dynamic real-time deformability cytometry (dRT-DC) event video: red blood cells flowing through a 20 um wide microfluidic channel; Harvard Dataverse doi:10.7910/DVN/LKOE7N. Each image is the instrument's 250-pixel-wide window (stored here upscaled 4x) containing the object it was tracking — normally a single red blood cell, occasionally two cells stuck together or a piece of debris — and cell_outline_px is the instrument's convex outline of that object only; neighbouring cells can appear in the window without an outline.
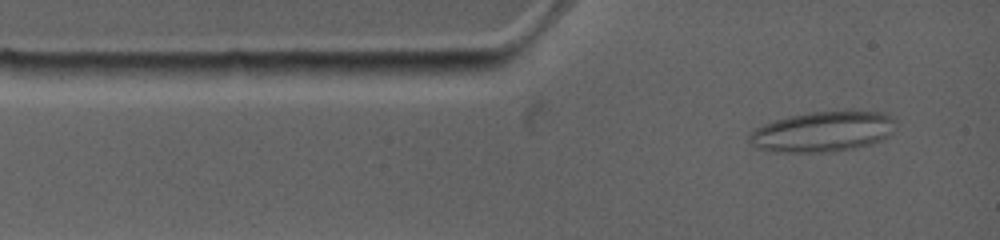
{"species": "common noctule bat (a hibernating species)", "species_latin": "Nyctalus noctula", "temperature_condition": "warm", "stored_images_in_passage": 50, "camera_frame_rate_fps": 4500, "um_per_image_px": 0.085, "animal": {"sex": "female", "body_mass_g": 19.0, "forearm_length_mm": 53.3}, "frame": {"image": 1, "passage_image": 1, "time_ms": 0.0, "image_size_px": [1000, 240], "cell_outline_px": [[880, 136], [876, 140], [868, 144], [856, 148], [832, 152], [784, 152], [764, 148], [760, 144], [756, 132], [760, 128], [784, 120], [800, 116], [832, 112], [864, 112], [880, 116]], "centroid_in_image_um": [69.81, 11.27], "position_along_channel_um": 15.2, "area_um2": 29.13}}
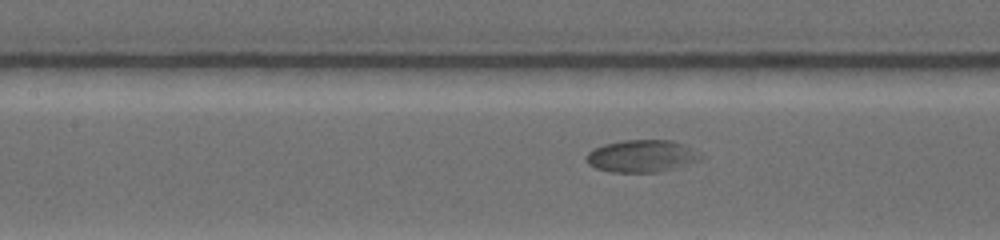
{"frame": {"image": 2, "passage_image": 16, "time_ms": 4.444, "image_size_px": [1000, 240], "cell_outline_px": [[676, 160], [672, 168], [660, 172], [612, 172], [596, 168], [588, 164], [588, 156], [596, 148], [608, 144], [628, 140], [672, 140], [676, 144]], "centroid_in_image_um": [53.97, 13.29], "position_along_channel_um": 153.4, "area_um2": 17.8}}
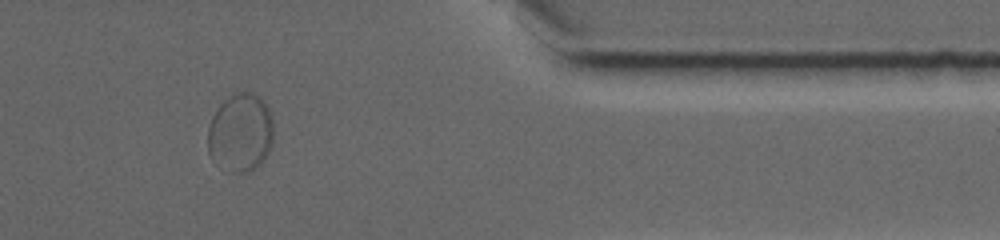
{"frame": {"image": 3, "passage_image": 37, "time_ms": 11.778, "image_size_px": [1000, 240], "cell_outline_px": [[272, 144], [264, 160], [252, 172], [228, 172], [212, 160], [208, 152], [208, 124], [212, 116], [220, 104], [228, 96], [236, 92], [252, 92], [268, 108], [272, 116]], "centroid_in_image_um": [20.42, 11.31], "position_along_channel_um": 391.0, "area_um2": 30.23}}